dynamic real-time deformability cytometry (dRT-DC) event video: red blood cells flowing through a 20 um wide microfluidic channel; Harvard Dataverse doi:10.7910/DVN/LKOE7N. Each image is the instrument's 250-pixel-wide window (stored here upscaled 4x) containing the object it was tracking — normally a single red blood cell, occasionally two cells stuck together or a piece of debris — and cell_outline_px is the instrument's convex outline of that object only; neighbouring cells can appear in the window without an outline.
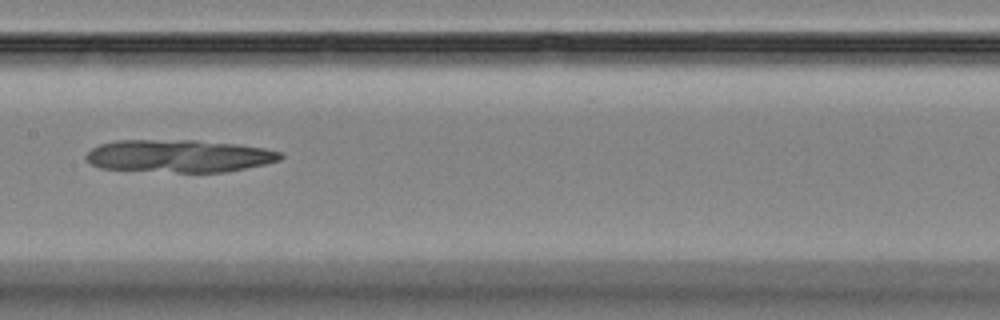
{"species": "Egyptian fruit bat (a non-hibernating species)", "species_latin": "Rousettus aegyptiacus", "temperature_condition": "room temperature", "stored_images_in_passage": 6, "camera_frame_rate_fps": 3000, "um_per_image_px": 0.085, "animal": {"sex": "female"}, "frame": {"image": 1, "passage_image": 6, "time_ms": 5.667, "image_size_px": [1000, 320], "cell_outline_px": [[284, 156], [280, 160], [264, 164], [224, 172], [176, 172], [100, 168], [88, 164], [84, 156], [92, 148], [100, 144], [116, 140], [196, 140], [236, 144], [264, 148], [280, 152]], "centroid_in_image_um": [15.17, 13.25], "position_along_channel_um": 192.2, "area_um2": 36.93}}